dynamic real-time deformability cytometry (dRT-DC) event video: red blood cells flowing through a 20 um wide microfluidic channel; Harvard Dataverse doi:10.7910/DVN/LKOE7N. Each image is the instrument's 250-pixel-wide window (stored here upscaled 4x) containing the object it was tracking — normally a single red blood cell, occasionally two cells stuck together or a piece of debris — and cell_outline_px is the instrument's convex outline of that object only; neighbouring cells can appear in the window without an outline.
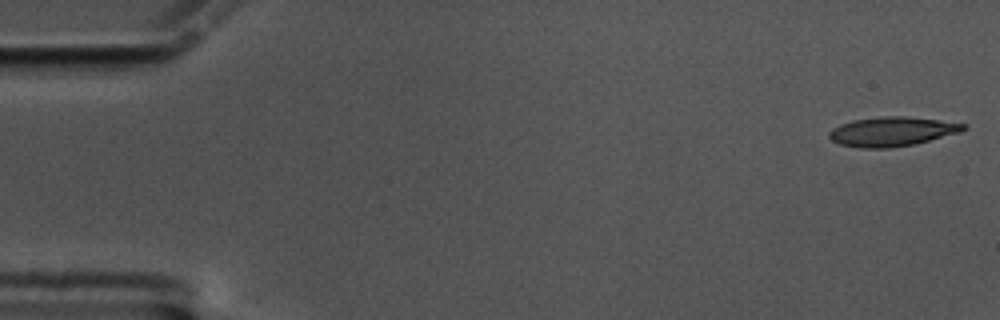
{"species": "common noctule bat (a hibernating species)", "species_latin": "Nyctalus noctula", "temperature_condition": "cold", "stored_images_in_passage": 58, "camera_frame_rate_fps": 3000, "um_per_image_px": 0.085, "animal": {"sex": "male", "body_mass_g": 17.5, "forearm_length_mm": 52.3}, "frame": {"image": 1, "passage_image": 1, "time_ms": 0.0, "image_size_px": [1000, 320], "cell_outline_px": [[968, 128], [960, 132], [912, 144], [888, 148], [860, 148], [840, 144], [832, 140], [828, 136], [828, 132], [832, 128], [840, 124], [852, 120], [880, 116], [908, 116], [968, 124]], "centroid_in_image_um": [75.8, 11.17], "position_along_channel_um": 9.2, "area_um2": 22.95}}
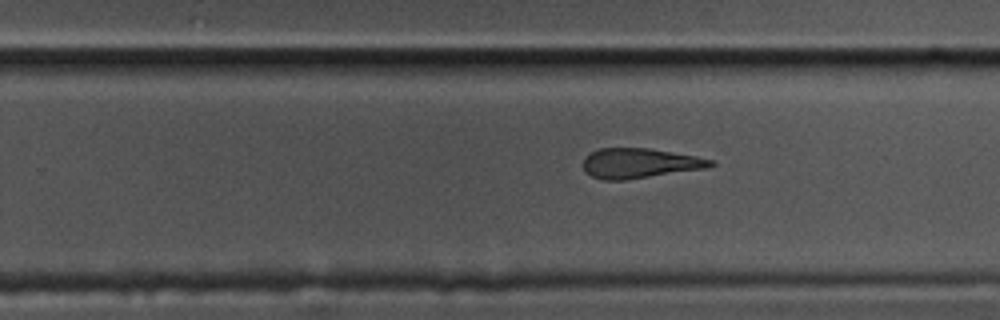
{"frame": {"image": 2, "passage_image": 36, "time_ms": 11.667, "image_size_px": [1000, 320], "cell_outline_px": [[716, 164], [708, 168], [624, 180], [604, 180], [592, 176], [584, 172], [584, 156], [600, 148], [648, 148], [696, 156], [712, 160]], "centroid_in_image_um": [54.36, 13.87], "position_along_channel_um": 275.4, "area_um2": 22.14}}
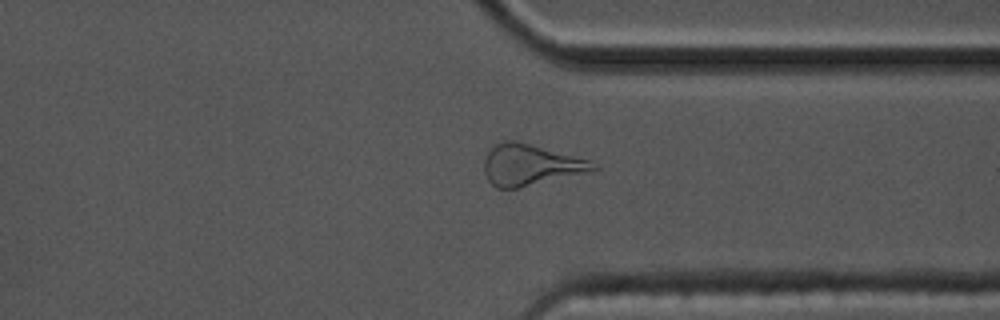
{"frame": {"image": 3, "passage_image": 44, "time_ms": 14.333, "image_size_px": [1000, 320], "cell_outline_px": [[600, 168], [588, 172], [516, 188], [496, 188], [488, 180], [484, 172], [484, 160], [492, 144], [504, 140], [516, 140], [592, 160], [600, 164]], "centroid_in_image_um": [45.1, 13.99], "position_along_channel_um": 366.3, "area_um2": 26.3}, "authors_computed_cell_mechanics": {"area_um2": 23.4668, "velocity_mm_per_s": 3.4134, "shape_relaxation_time_tau1_ms": 9.2383, "shape_relaxation_time_tau2_ms": 4.5824, "deformation_change_tau1": 0.2458, "deformation_change_tau2": 0.17}}